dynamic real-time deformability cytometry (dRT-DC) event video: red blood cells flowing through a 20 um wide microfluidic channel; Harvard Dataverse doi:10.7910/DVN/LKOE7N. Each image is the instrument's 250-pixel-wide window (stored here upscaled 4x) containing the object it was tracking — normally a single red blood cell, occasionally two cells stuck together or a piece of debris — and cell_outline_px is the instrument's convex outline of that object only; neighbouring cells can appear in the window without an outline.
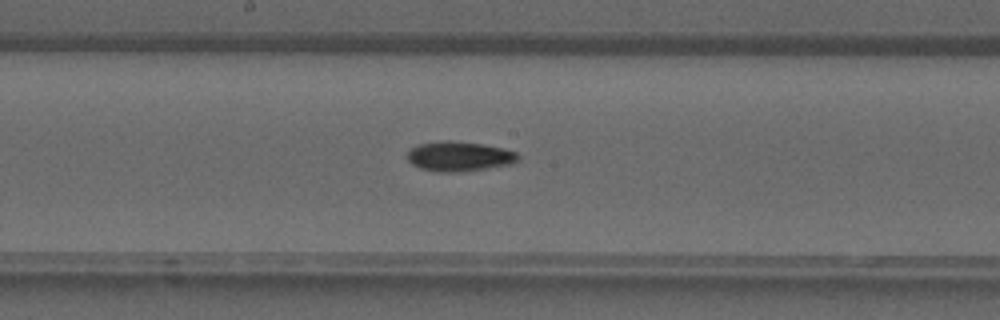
{"species": "common noctule bat (a hibernating species)", "species_latin": "Nyctalus noctula", "temperature_condition": "warm", "stored_images_in_passage": 36, "camera_frame_rate_fps": 3000, "um_per_image_px": 0.085, "animal": {"sex": "male", "forearm_length_mm": 52.5}, "frame": {"image": 1, "passage_image": 17, "time_ms": 5.333, "image_size_px": [1000, 320], "cell_outline_px": [[520, 156], [512, 164], [456, 172], [436, 172], [420, 168], [412, 164], [408, 160], [408, 152], [412, 148], [420, 144], [440, 140], [448, 140], [480, 144], [504, 148], [516, 152]], "centroid_in_image_um": [39.02, 13.29], "position_along_channel_um": 209.2, "area_um2": 19.02}}
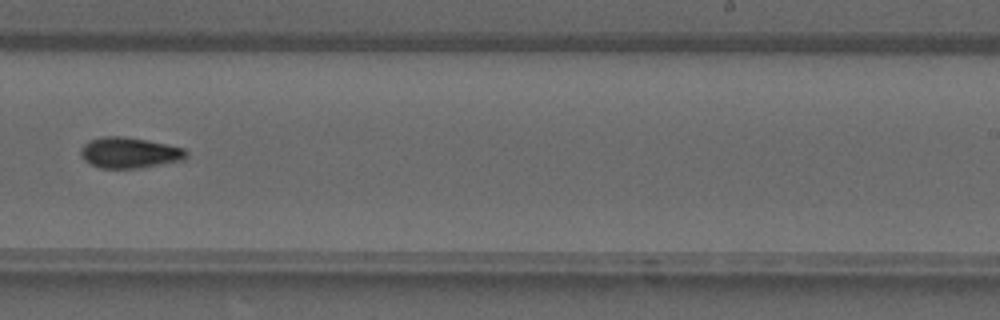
{"frame": {"image": 2, "passage_image": 21, "time_ms": 6.667, "image_size_px": [1000, 320], "cell_outline_px": [[188, 156], [184, 160], [136, 168], [100, 168], [84, 160], [80, 152], [80, 148], [88, 140], [104, 136], [124, 136], [168, 144], [184, 148], [188, 152]], "centroid_in_image_um": [11.01, 12.97], "position_along_channel_um": 278.0, "area_um2": 18.96}}
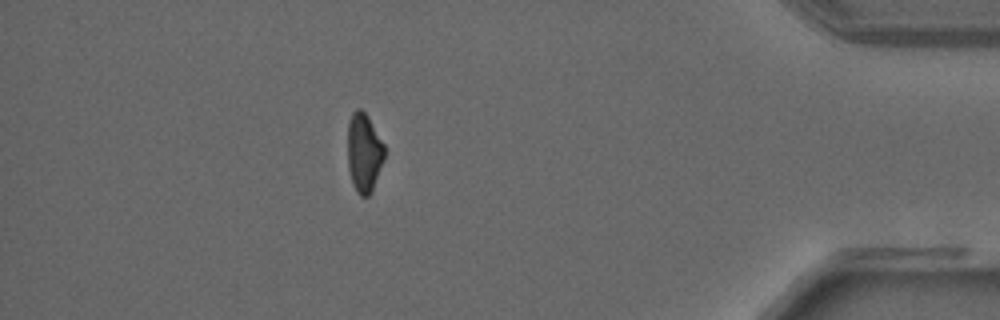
{"frame": {"image": 3, "passage_image": 31, "time_ms": 10.0, "image_size_px": [1000, 320], "cell_outline_px": [[384, 160], [372, 192], [368, 196], [360, 196], [356, 192], [352, 184], [348, 168], [348, 124], [352, 112], [356, 108], [360, 108], [368, 116], [384, 144]], "centroid_in_image_um": [30.94, 12.99], "position_along_channel_um": 404.3, "area_um2": 17.11}}